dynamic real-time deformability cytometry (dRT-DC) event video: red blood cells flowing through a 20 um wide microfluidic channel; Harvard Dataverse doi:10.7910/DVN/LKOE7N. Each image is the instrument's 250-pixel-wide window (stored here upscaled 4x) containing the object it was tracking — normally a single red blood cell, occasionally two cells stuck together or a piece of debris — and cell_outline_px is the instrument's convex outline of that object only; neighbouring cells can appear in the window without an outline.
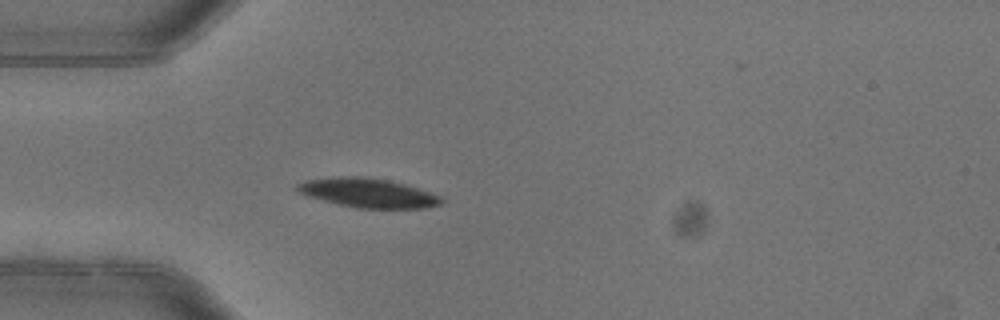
{"species": "common noctule bat (a hibernating species)", "species_latin": "Nyctalus noctula", "temperature_condition": "warm", "stored_images_in_passage": 4, "camera_frame_rate_fps": 3000, "um_per_image_px": 0.085, "animal": {"sex": "female"}, "frame": {"image": 1, "passage_image": 4, "time_ms": 1.0, "image_size_px": [1000, 320], "cell_outline_px": [[444, 200], [440, 204], [424, 208], [356, 208], [308, 196], [296, 192], [296, 184], [308, 180], [344, 176], [356, 176], [388, 180], [404, 184], [440, 196]], "centroid_in_image_um": [31.26, 16.4], "position_along_channel_um": 53.7, "area_um2": 24.04}}